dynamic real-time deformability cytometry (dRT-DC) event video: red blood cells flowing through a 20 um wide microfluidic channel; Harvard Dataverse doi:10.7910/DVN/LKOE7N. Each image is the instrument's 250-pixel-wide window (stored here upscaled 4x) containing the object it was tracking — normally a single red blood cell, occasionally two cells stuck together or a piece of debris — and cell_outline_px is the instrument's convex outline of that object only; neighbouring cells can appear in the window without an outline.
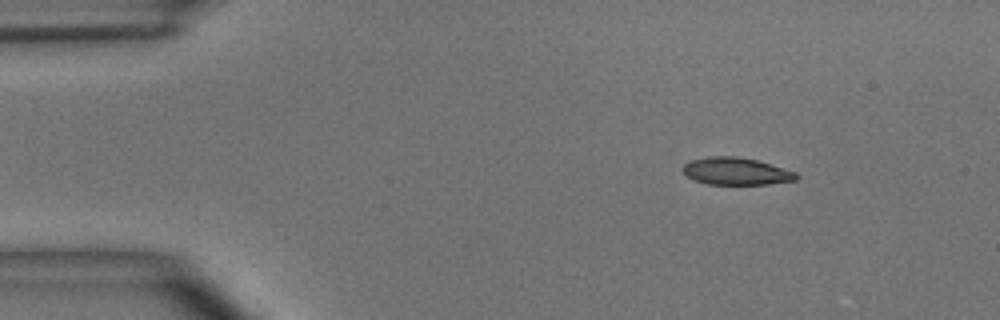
{"species": "common noctule bat (a hibernating species)", "species_latin": "Nyctalus noctula", "temperature_condition": "room temperature", "stored_images_in_passage": 3, "camera_frame_rate_fps": 3000, "um_per_image_px": 0.085, "animal": {"sex": "male", "body_mass_g": 15.6}, "frame": {"image": 1, "passage_image": 1, "time_ms": 0.0, "image_size_px": [1000, 320], "cell_outline_px": [[800, 176], [796, 180], [768, 184], [708, 184], [696, 180], [688, 176], [680, 168], [684, 164], [692, 160], [708, 156], [736, 156], [756, 160], [796, 172]], "centroid_in_image_um": [62.57, 14.55], "position_along_channel_um": 22.4, "area_um2": 17.92}}